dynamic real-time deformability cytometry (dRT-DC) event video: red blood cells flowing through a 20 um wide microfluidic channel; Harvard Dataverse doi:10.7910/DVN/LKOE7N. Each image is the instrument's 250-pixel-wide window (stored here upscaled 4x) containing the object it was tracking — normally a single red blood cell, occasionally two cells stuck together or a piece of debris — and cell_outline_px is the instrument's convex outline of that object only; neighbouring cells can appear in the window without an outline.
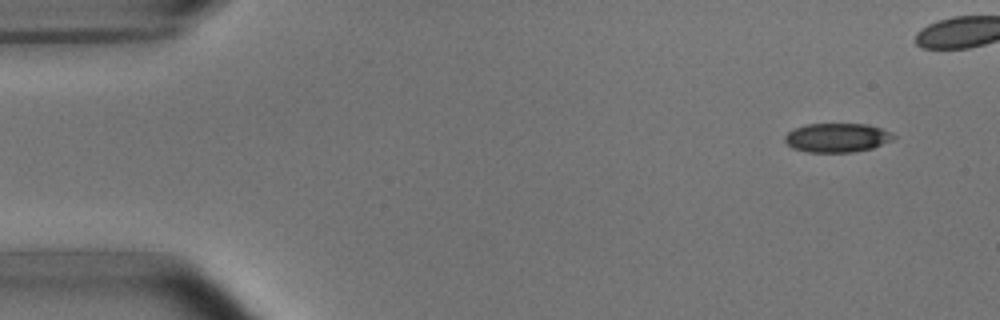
{"species": "common noctule bat (a hibernating species)", "species_latin": "Nyctalus noctula", "temperature_condition": "room temperature", "stored_images_in_passage": 5, "camera_frame_rate_fps": 3000, "um_per_image_px": 0.085, "animal": {"sex": "male", "body_mass_g": 15.6}, "frame": {"image": 1, "passage_image": 1, "time_ms": 0.0, "image_size_px": [1000, 320], "cell_outline_px": [[896, 136], [892, 140], [872, 148], [852, 152], [808, 152], [792, 148], [784, 140], [784, 136], [788, 132], [796, 128], [808, 124], [864, 124], [880, 128], [892, 132]], "centroid_in_image_um": [71.15, 11.71], "position_along_channel_um": 13.9, "area_um2": 18.26}}